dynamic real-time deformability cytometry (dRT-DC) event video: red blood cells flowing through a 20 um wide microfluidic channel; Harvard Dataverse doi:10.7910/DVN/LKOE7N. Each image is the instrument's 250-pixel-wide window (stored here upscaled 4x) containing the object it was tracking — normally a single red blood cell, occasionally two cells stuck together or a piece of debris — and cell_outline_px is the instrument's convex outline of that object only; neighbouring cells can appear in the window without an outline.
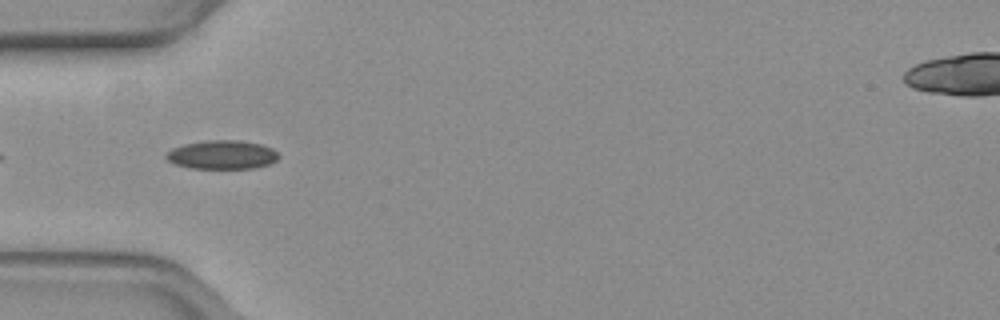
{"species": "common noctule bat (a hibernating species)", "species_latin": "Nyctalus noctula", "temperature_condition": "warm", "stored_images_in_passage": 12, "camera_frame_rate_fps": 3000, "um_per_image_px": 0.085, "animal": {"sex": "female", "body_mass_g": 19.3, "forearm_length_mm": 54.1}, "frame": {"image": 1, "passage_image": 3, "time_ms": 0.667, "image_size_px": [1000, 320], "cell_outline_px": [[280, 156], [276, 160], [268, 164], [256, 168], [192, 168], [176, 164], [168, 160], [164, 156], [172, 148], [184, 144], [208, 140], [236, 140], [260, 144], [272, 148]], "centroid_in_image_um": [18.88, 13.15], "position_along_channel_um": 66.1, "area_um2": 18.67}}
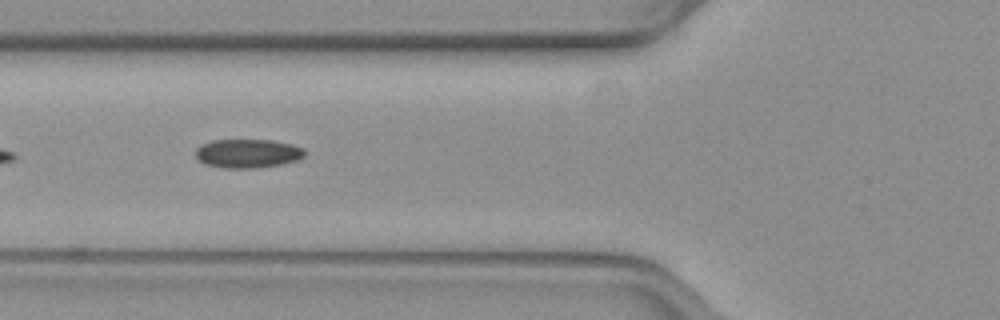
{"frame": {"image": 2, "passage_image": 6, "time_ms": 1.667, "image_size_px": [1000, 320], "cell_outline_px": [[304, 156], [296, 160], [280, 164], [256, 168], [224, 168], [204, 164], [196, 156], [196, 148], [212, 140], [272, 140], [292, 144], [304, 148]], "centroid_in_image_um": [21.05, 13.04], "position_along_channel_um": 104.7, "area_um2": 18.21}}
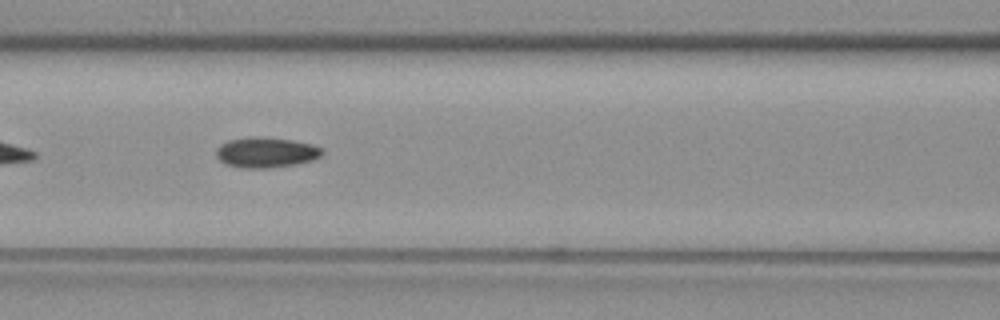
{"frame": {"image": 3, "passage_image": 9, "time_ms": 2.667, "image_size_px": [1000, 320], "cell_outline_px": [[324, 152], [320, 156], [312, 160], [296, 164], [268, 168], [240, 168], [224, 164], [216, 156], [216, 148], [220, 144], [228, 140], [252, 136], [260, 136], [292, 140], [312, 144], [320, 148]], "centroid_in_image_um": [22.57, 12.95], "position_along_channel_um": 144.0, "area_um2": 18.9}}